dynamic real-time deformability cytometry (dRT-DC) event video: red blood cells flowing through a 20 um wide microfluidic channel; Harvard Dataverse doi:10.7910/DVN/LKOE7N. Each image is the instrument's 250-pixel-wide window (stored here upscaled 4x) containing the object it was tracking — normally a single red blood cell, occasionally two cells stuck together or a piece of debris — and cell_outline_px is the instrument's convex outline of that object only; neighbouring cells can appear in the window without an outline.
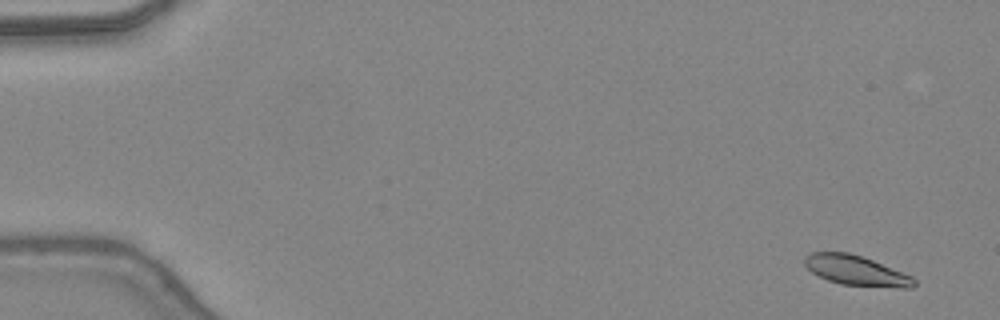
{"species": "common noctule bat (a hibernating species)", "species_latin": "Nyctalus noctula", "temperature_condition": "warm", "stored_images_in_passage": 47, "camera_frame_rate_fps": 3000, "um_per_image_px": 0.085, "animal": {"sex": "female", "body_mass_g": 24.6, "forearm_length_mm": 56.2}, "frame": {"image": 1, "passage_image": 2, "time_ms": 0.333, "image_size_px": [1000, 320], "cell_outline_px": [[916, 284], [912, 288], [904, 288], [840, 284], [828, 280], [812, 272], [804, 264], [804, 256], [812, 252], [848, 252], [872, 260], [912, 276], [916, 280]], "centroid_in_image_um": [72.77, 22.99], "position_along_channel_um": 12.2, "area_um2": 18.9}}
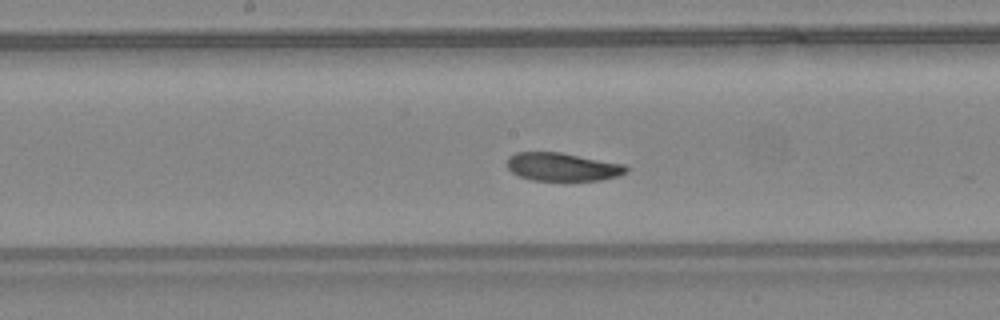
{"frame": {"image": 2, "passage_image": 25, "time_ms": 8.0, "image_size_px": [1000, 320], "cell_outline_px": [[628, 172], [620, 176], [600, 180], [532, 180], [520, 176], [512, 172], [504, 164], [508, 156], [516, 152], [560, 152], [624, 164], [628, 168]], "centroid_in_image_um": [47.79, 14.18], "position_along_channel_um": 200.4, "area_um2": 19.71}}
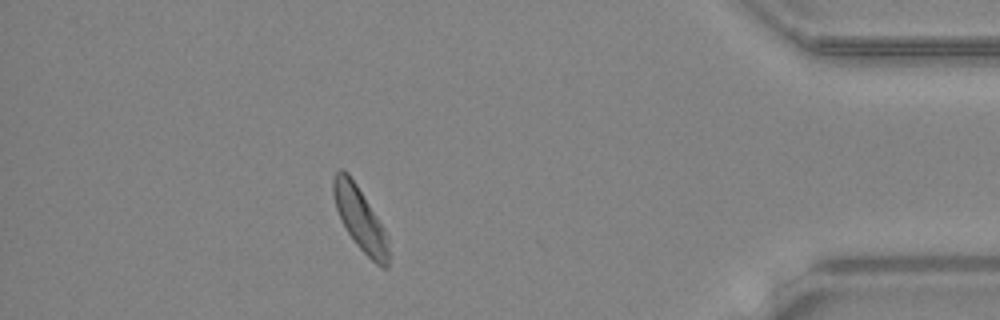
{"frame": {"image": 3, "passage_image": 42, "time_ms": 13.667, "image_size_px": [1000, 320], "cell_outline_px": [[388, 268], [384, 268], [376, 264], [356, 244], [348, 232], [336, 208], [332, 192], [332, 180], [336, 172], [340, 168], [344, 168], [348, 172], [356, 184], [384, 228], [388, 236]], "centroid_in_image_um": [30.6, 18.57], "position_along_channel_um": 404.6, "area_um2": 20.0}, "authors_computed_cell_mechanics": {"area_um2": 20.4034, "velocity_mm_per_s": 4.3831, "shape_relaxation_time_tau1_ms": 3.5828, "shape_relaxation_time_tau2_ms": 6.1953, "deformation_change_tau1": 0.1164, "deformation_change_tau2": 0.1405}}